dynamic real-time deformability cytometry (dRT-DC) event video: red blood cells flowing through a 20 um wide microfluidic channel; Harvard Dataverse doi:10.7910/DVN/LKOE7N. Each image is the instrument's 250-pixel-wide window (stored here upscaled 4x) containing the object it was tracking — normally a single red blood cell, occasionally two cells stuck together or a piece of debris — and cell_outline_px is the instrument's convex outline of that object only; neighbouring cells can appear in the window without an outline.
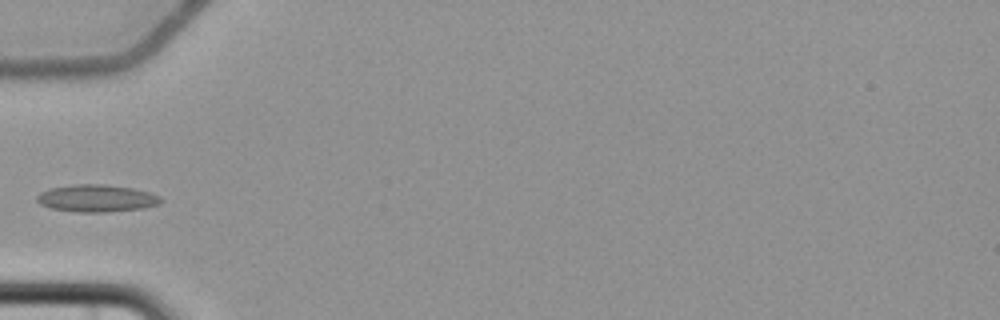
{"species": "common noctule bat (a hibernating species)", "species_latin": "Nyctalus noctula", "temperature_condition": "cold", "stored_images_in_passage": 6, "camera_frame_rate_fps": 3000, "um_per_image_px": 0.085, "animal": {"sex": "female", "body_mass_g": 22.7, "forearm_length_mm": 54.2}, "frame": {"image": 1, "passage_image": 6, "time_ms": 6.0, "image_size_px": [1000, 320], "cell_outline_px": [[164, 200], [160, 204], [144, 208], [108, 212], [76, 212], [52, 208], [40, 204], [36, 200], [36, 196], [40, 192], [52, 188], [72, 184], [104, 184], [132, 188], [148, 192], [160, 196]], "centroid_in_image_um": [8.23, 16.85], "position_along_channel_um": 76.8, "area_um2": 19.77}}